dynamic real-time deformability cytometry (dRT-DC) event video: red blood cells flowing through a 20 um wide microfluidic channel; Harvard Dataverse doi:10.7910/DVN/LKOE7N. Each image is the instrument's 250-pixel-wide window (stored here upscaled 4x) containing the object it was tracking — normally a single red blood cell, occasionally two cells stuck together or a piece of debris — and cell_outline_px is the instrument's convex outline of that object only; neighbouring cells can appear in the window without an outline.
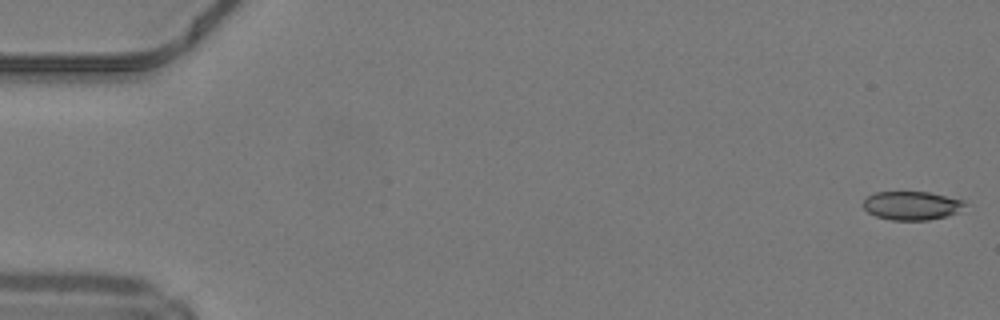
{"species": "common noctule bat (a hibernating species)", "species_latin": "Nyctalus noctula", "temperature_condition": "warm", "stored_images_in_passage": 11, "camera_frame_rate_fps": 3000, "um_per_image_px": 0.085, "animal": {"sex": "male", "body_mass_g": 19.2, "forearm_length_mm": 51.8}, "frame": {"image": 1, "passage_image": 1, "time_ms": 0.0, "image_size_px": [1000, 320], "cell_outline_px": [[964, 204], [956, 212], [948, 216], [928, 220], [892, 220], [876, 216], [868, 212], [864, 208], [864, 200], [868, 196], [876, 192], [928, 192], [964, 200]], "centroid_in_image_um": [77.47, 17.47], "position_along_channel_um": 7.5, "area_um2": 16.7}}